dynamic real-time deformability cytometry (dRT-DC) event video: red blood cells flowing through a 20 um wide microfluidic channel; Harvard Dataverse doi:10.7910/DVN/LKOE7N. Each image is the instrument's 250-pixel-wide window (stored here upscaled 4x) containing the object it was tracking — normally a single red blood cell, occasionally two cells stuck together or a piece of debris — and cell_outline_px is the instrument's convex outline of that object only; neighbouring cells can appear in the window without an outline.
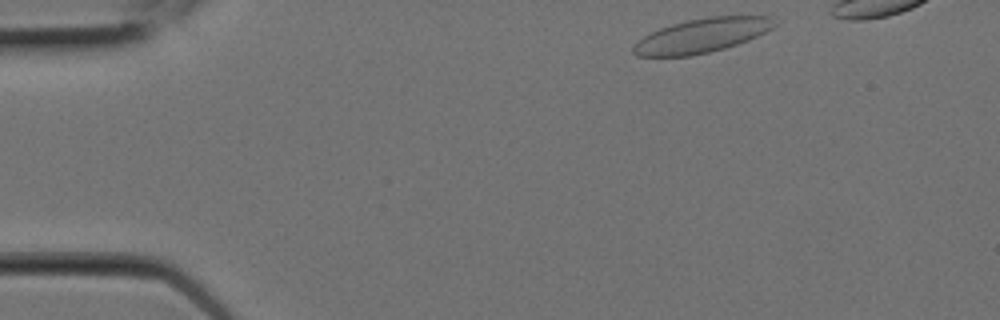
{"species": "Egyptian fruit bat (a non-hibernating species)", "species_latin": "Rousettus aegyptiacus", "temperature_condition": "room temperature", "stored_images_in_passage": 6, "camera_frame_rate_fps": 3000, "um_per_image_px": 0.085, "animal": {"sex": "female"}, "frame": {"image": 1, "passage_image": 1, "time_ms": 0.0, "image_size_px": [1000, 320], "cell_outline_px": [[776, 24], [772, 28], [748, 40], [724, 48], [708, 52], [688, 56], [636, 56], [632, 52], [632, 48], [644, 36], [660, 28], [684, 20], [708, 16], [768, 16]], "centroid_in_image_um": [59.63, 3.01], "position_along_channel_um": 25.4, "area_um2": 27.74}}
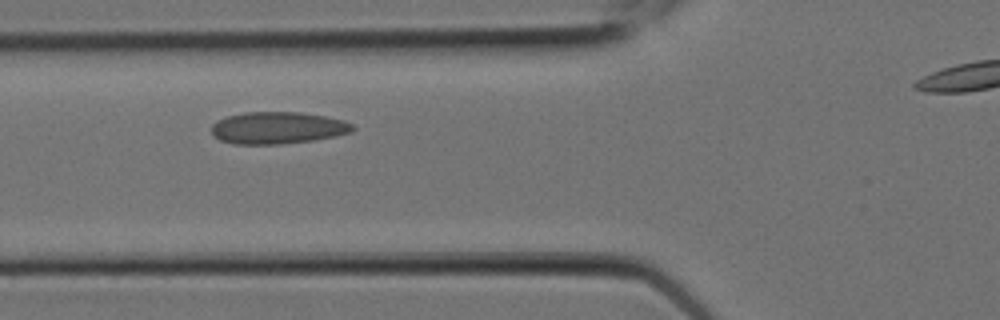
{"frame": {"image": 2, "passage_image": 5, "time_ms": 1.333, "image_size_px": [1000, 320], "cell_outline_px": [[356, 128], [352, 132], [336, 136], [312, 140], [280, 144], [232, 144], [220, 140], [212, 132], [212, 124], [216, 120], [228, 116], [244, 112], [300, 112], [324, 116], [344, 120], [352, 124]], "centroid_in_image_um": [23.61, 10.86], "position_along_channel_um": 102.2, "area_um2": 26.36}}
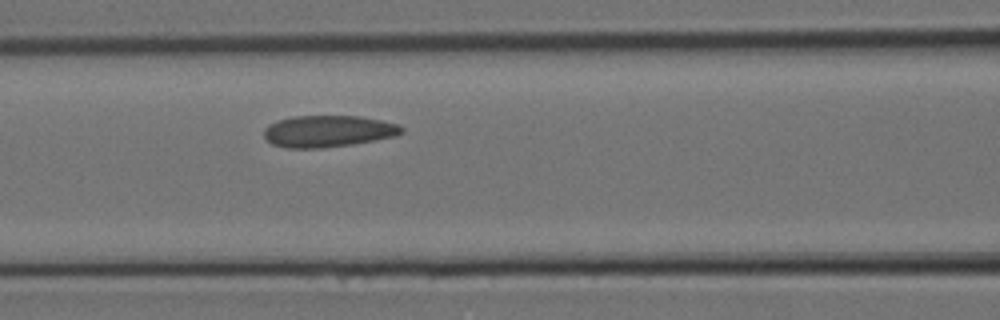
{"frame": {"image": 3, "passage_image": 6, "time_ms": 1.667, "image_size_px": [1000, 320], "cell_outline_px": [[404, 132], [396, 136], [376, 140], [352, 144], [320, 148], [284, 148], [272, 144], [264, 140], [264, 128], [268, 124], [276, 120], [292, 116], [360, 116], [400, 124], [404, 128]], "centroid_in_image_um": [27.86, 11.15], "position_along_channel_um": 138.7, "area_um2": 25.78}}